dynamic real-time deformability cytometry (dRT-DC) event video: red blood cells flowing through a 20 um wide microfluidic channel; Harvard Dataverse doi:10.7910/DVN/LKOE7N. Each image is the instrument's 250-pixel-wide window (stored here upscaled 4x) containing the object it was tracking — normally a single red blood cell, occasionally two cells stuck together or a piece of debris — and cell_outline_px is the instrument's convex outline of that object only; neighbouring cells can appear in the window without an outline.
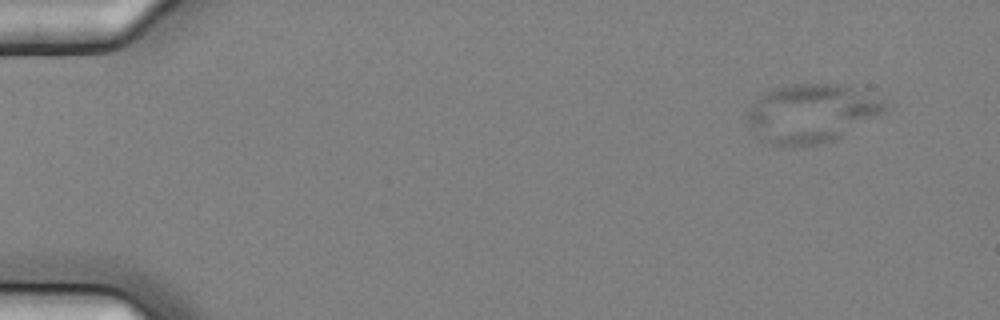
{"species": "common noctule bat (a hibernating species)", "species_latin": "Nyctalus noctula", "temperature_condition": "cold", "stored_images_in_passage": 9, "segment_of_instrument_passage": [1, 2], "camera_frame_rate_fps": 3000, "um_per_image_px": 0.085, "animal": {"sex": "female", "body_mass_g": 25.1}, "frame": {"image": 1, "passage_image": 2, "time_ms": 0.333, "image_size_px": [1000, 320], "cell_outline_px": [[896, 104], [892, 108], [840, 136], [832, 140], [816, 144], [792, 148], [772, 144], [752, 132], [748, 128], [744, 116], [748, 108], [760, 96], [772, 88], [792, 84], [840, 84], [852, 88]], "centroid_in_image_um": [68.95, 9.63], "position_along_channel_um": 16.1, "area_um2": 47.34}}
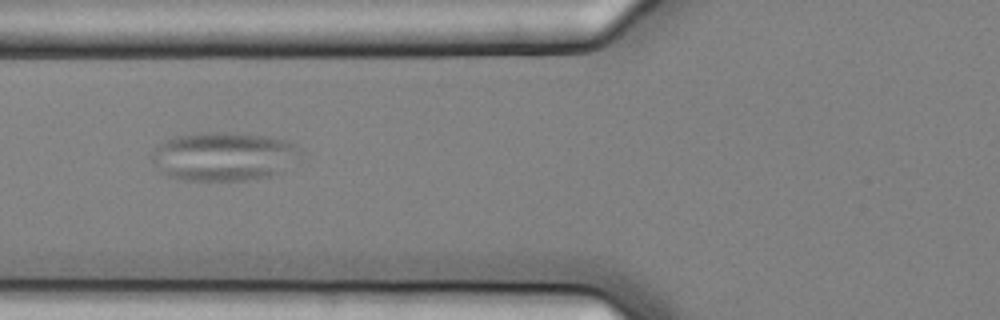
{"frame": {"image": 2, "passage_image": 7, "time_ms": 2.0, "image_size_px": [1000, 320], "cell_outline_px": [[300, 152], [276, 172], [268, 176], [248, 180], [184, 180], [168, 176], [160, 172], [152, 160], [152, 152], [164, 140], [176, 136], [196, 132], [228, 132], [268, 136], [284, 140], [296, 144]], "centroid_in_image_um": [18.9, 13.27], "position_along_channel_um": 106.9, "area_um2": 41.56}}